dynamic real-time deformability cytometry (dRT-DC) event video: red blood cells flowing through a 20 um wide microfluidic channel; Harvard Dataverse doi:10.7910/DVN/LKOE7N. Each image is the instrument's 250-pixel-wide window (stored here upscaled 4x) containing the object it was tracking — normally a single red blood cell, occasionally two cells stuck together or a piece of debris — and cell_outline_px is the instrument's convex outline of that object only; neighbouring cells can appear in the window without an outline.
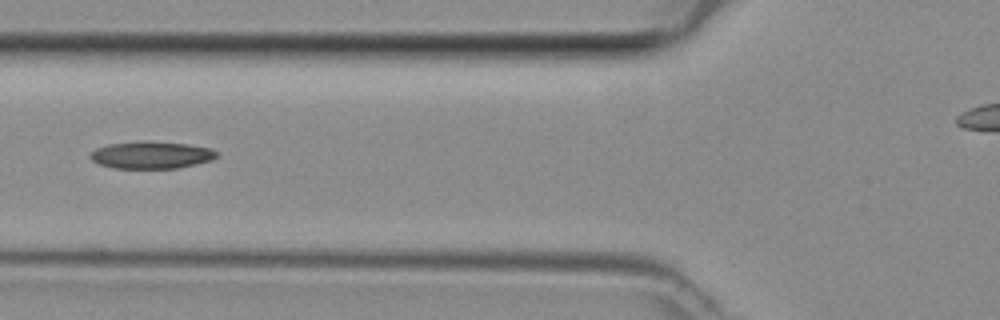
{"species": "common noctule bat (a hibernating species)", "species_latin": "Nyctalus noctula", "temperature_condition": "room temperature", "stored_images_in_passage": 6, "camera_frame_rate_fps": 3000, "um_per_image_px": 0.085, "animal": {"sex": "female", "body_mass_g": 29.2, "forearm_length_mm": 56.3}, "frame": {"image": 1, "passage_image": 5, "time_ms": 1.333, "image_size_px": [1000, 320], "cell_outline_px": [[216, 156], [212, 160], [196, 164], [176, 168], [112, 168], [100, 164], [92, 160], [88, 156], [96, 148], [108, 144], [140, 140], [148, 140], [188, 144], [212, 148], [216, 152]], "centroid_in_image_um": [12.84, 13.16], "position_along_channel_um": 113.0, "area_um2": 20.23}}
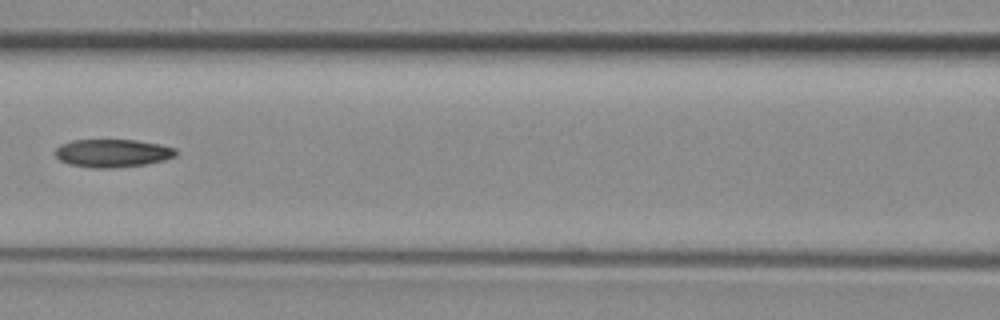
{"frame": {"image": 2, "passage_image": 6, "time_ms": 1.667, "image_size_px": [1000, 320], "cell_outline_px": [[176, 156], [164, 160], [148, 164], [112, 168], [92, 168], [68, 164], [60, 160], [56, 156], [56, 148], [60, 144], [72, 140], [136, 140], [160, 144], [176, 148]], "centroid_in_image_um": [9.57, 13.02], "position_along_channel_um": 157.0, "area_um2": 19.83}}